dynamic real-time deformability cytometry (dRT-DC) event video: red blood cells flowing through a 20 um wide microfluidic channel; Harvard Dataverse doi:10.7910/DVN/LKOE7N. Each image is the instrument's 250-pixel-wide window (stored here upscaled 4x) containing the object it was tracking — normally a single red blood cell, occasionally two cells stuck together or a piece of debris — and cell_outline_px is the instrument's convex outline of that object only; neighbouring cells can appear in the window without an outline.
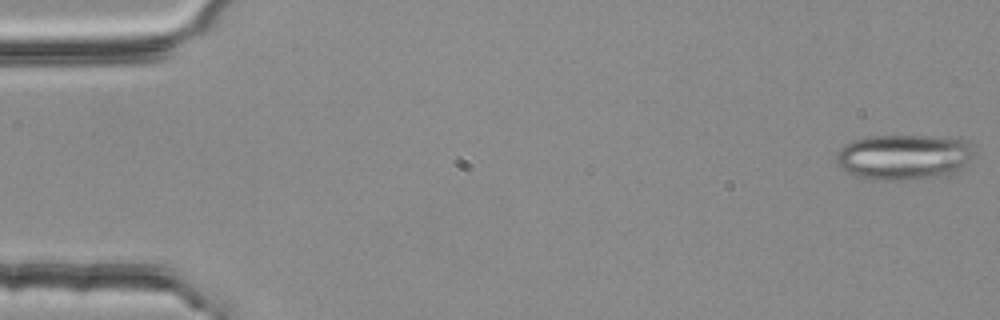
{"species": "common noctule bat (a hibernating species)", "species_latin": "Nyctalus noctula", "temperature_condition": "room temperature", "stored_images_in_passage": 43, "camera_frame_rate_fps": 3000, "um_per_image_px": 0.085, "animal": {"sex": "female", "body_mass_g": 25.1}, "frame": {"image": 1, "passage_image": 1, "time_ms": 0.0, "image_size_px": [1000, 320], "cell_outline_px": [[976, 148], [960, 172], [948, 176], [916, 180], [872, 180], [856, 176], [840, 168], [836, 164], [836, 152], [840, 148], [852, 140], [868, 136], [928, 136], [972, 140]], "centroid_in_image_um": [76.87, 13.36], "position_along_channel_um": 8.1, "area_um2": 37.45}}